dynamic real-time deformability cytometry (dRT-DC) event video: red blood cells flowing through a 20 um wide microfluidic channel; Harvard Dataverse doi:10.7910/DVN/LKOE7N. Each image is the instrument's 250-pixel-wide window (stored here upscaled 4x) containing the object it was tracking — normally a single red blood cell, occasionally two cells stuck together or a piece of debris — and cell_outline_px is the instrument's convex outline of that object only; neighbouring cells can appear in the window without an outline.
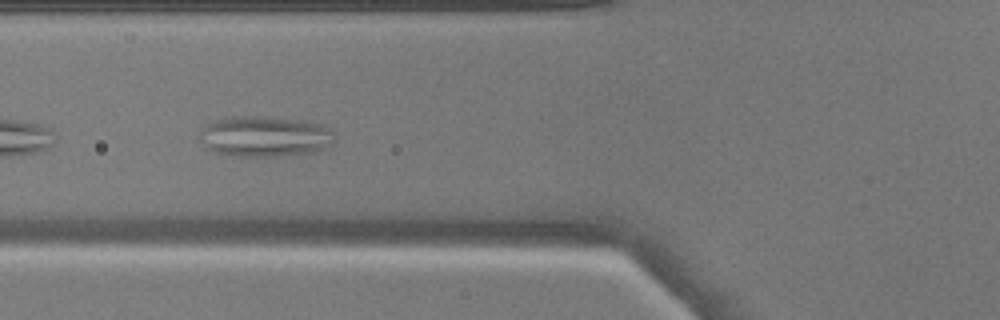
{"species": "common noctule bat (a hibernating species)", "species_latin": "Nyctalus noctula", "temperature_condition": "warm", "stored_images_in_passage": 33, "camera_frame_rate_fps": 3000, "um_per_image_px": 0.085, "animal": {"sex": "male", "body_mass_g": 17.9}, "frame": {"image": 1, "passage_image": 10, "time_ms": 3.0, "image_size_px": [1000, 320], "cell_outline_px": [[336, 140], [328, 148], [312, 152], [276, 156], [240, 156], [216, 152], [208, 148], [196, 136], [208, 124], [216, 120], [232, 116], [252, 116], [300, 120], [320, 124], [332, 128]], "centroid_in_image_um": [22.55, 11.59], "position_along_channel_um": 103.2, "area_um2": 31.91}}
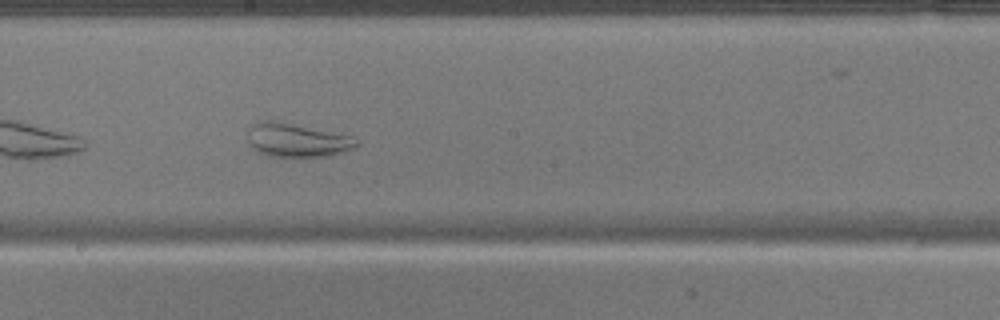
{"frame": {"image": 2, "passage_image": 19, "time_ms": 6.0, "image_size_px": [1000, 320], "cell_outline_px": [[360, 144], [356, 148], [344, 152], [328, 156], [264, 156], [252, 148], [248, 140], [248, 128], [252, 124], [264, 120], [268, 120], [352, 136]], "centroid_in_image_um": [25.22, 11.94], "position_along_channel_um": 223.0, "area_um2": 21.04}}